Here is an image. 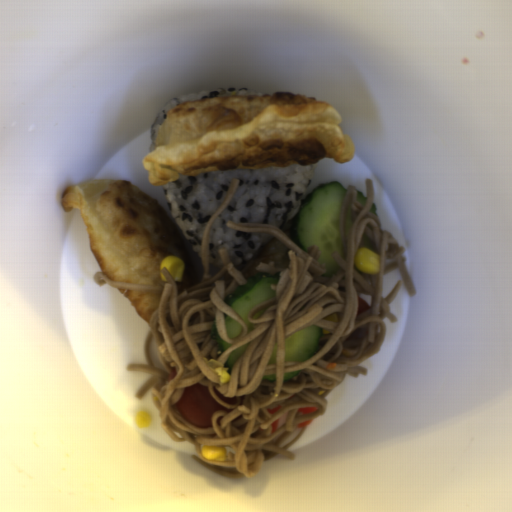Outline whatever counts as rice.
Returning a JSON list of instances; mask_svg holds the SVG:
<instances>
[{"label":"rice","instance_id":"2","mask_svg":"<svg viewBox=\"0 0 512 512\" xmlns=\"http://www.w3.org/2000/svg\"><path fill=\"white\" fill-rule=\"evenodd\" d=\"M236 95H268V93L259 92L255 90L241 89V88H226L217 90H208L203 92L192 93L175 98H171L158 110L153 123L150 127V147L149 153L155 149L159 131L167 117L168 111L174 107L186 102L194 100H202L208 98H215L221 96H236Z\"/></svg>","mask_w":512,"mask_h":512},{"label":"rice","instance_id":"1","mask_svg":"<svg viewBox=\"0 0 512 512\" xmlns=\"http://www.w3.org/2000/svg\"><path fill=\"white\" fill-rule=\"evenodd\" d=\"M317 163L258 170L211 171L160 185L165 203L182 235L203 261L202 241L209 219L220 208L235 178L236 190L210 226L209 265L224 266L219 248L239 271L276 236L266 231H239L234 223H265L281 231L292 221L315 174Z\"/></svg>","mask_w":512,"mask_h":512}]
</instances>
